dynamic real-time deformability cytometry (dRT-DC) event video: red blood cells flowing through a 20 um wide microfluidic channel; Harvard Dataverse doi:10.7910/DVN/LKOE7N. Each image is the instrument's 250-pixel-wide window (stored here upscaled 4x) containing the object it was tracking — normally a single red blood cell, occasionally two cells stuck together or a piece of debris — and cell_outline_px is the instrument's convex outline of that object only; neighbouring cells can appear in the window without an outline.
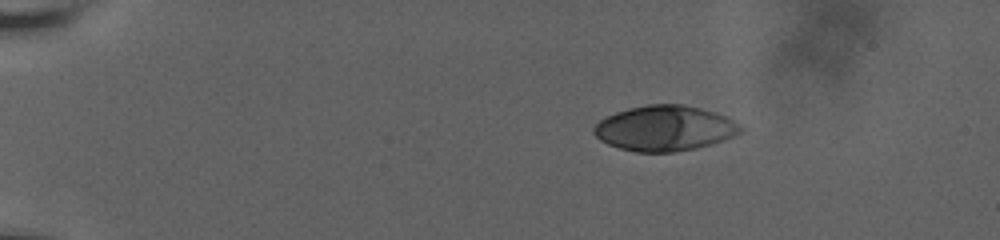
{"species": "human", "species_latin": "Homo sapiens", "temperature_condition": "room temperature", "stored_images_in_passage": 27, "camera_frame_rate_fps": 3000, "um_per_image_px": 0.085, "donor": {"sex": "male"}, "frame": {"image": 1, "passage_image": 1, "time_ms": 0.0, "image_size_px": [1000, 240], "cell_outline_px": [[744, 128], [740, 132], [724, 140], [696, 148], [672, 152], [636, 152], [620, 148], [608, 144], [600, 140], [592, 132], [592, 128], [600, 120], [616, 112], [628, 108], [648, 104], [684, 104], [700, 108], [724, 116], [740, 124]], "centroid_in_image_um": [56.48, 10.9], "position_along_channel_um": 28.5, "area_um2": 38.55}}
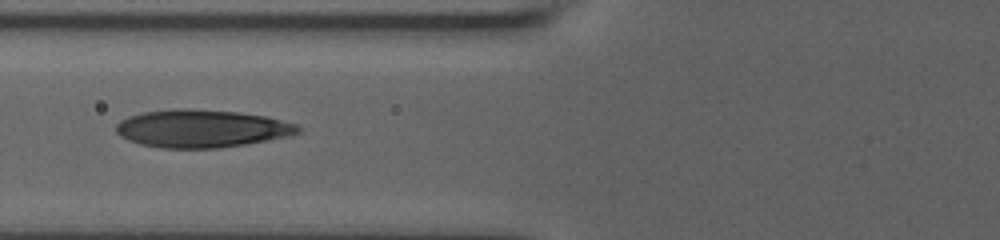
{"frame": {"image": 2, "passage_image": 19, "time_ms": 5.0, "image_size_px": [1000, 240], "cell_outline_px": [[300, 132], [288, 136], [248, 144], [216, 148], [160, 148], [140, 144], [128, 140], [120, 136], [116, 132], [116, 124], [120, 120], [128, 116], [144, 112], [172, 108], [188, 108], [240, 112], [264, 116], [296, 124], [300, 128]], "centroid_in_image_um": [17.1, 10.92], "position_along_channel_um": 108.7, "area_um2": 40.23}}
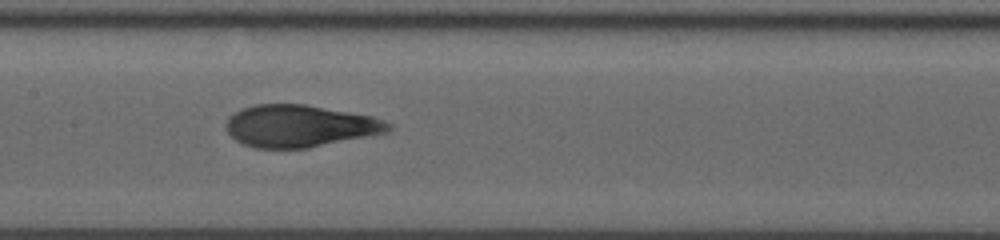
{"frame": {"image": 3, "passage_image": 26, "time_ms": 7.0, "image_size_px": [1000, 240], "cell_outline_px": [[392, 128], [388, 132], [308, 148], [256, 148], [244, 144], [236, 140], [224, 128], [224, 124], [228, 116], [244, 108], [256, 104], [308, 104], [372, 116], [384, 120], [392, 124]], "centroid_in_image_um": [25.48, 10.7], "position_along_channel_um": 181.9, "area_um2": 39.94}}